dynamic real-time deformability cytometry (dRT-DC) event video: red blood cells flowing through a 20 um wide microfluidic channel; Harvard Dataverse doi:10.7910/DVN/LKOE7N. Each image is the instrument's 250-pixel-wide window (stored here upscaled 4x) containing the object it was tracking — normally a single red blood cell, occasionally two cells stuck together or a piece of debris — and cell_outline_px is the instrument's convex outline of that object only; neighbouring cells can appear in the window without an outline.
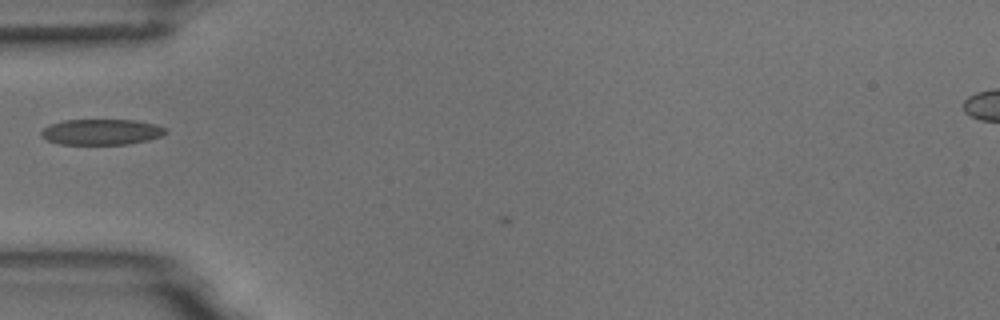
{"species": "common noctule bat (a hibernating species)", "species_latin": "Nyctalus noctula", "temperature_condition": "room temperature", "stored_images_in_passage": 3, "camera_frame_rate_fps": 3000, "um_per_image_px": 0.085, "animal": {"sex": "male", "body_mass_g": 18.8}, "frame": {"image": 1, "passage_image": 1, "time_ms": 0.0, "image_size_px": [1000, 320], "cell_outline_px": [[168, 132], [160, 136], [148, 140], [128, 144], [60, 144], [48, 140], [40, 136], [40, 132], [48, 124], [64, 120], [136, 120], [156, 124], [168, 128]], "centroid_in_image_um": [8.63, 11.21], "position_along_channel_um": 76.4, "area_um2": 18.79}}